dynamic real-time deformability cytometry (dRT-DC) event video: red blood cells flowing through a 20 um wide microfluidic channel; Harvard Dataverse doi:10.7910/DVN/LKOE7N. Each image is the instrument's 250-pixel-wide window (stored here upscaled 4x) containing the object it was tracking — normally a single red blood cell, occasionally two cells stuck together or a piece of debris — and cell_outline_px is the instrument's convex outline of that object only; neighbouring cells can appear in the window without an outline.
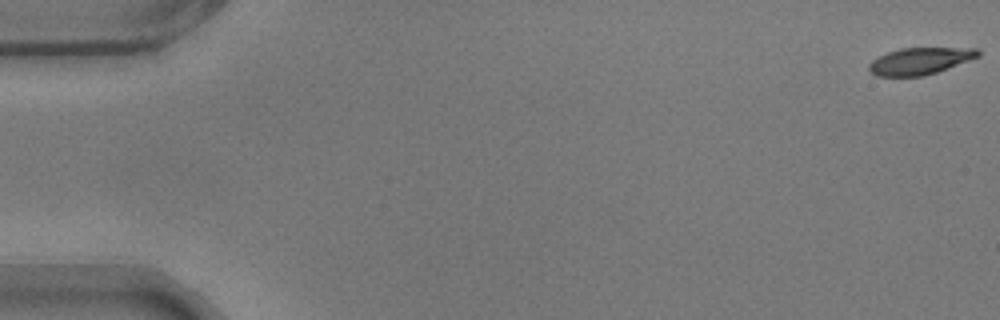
{"species": "common noctule bat (a hibernating species)", "species_latin": "Nyctalus noctula", "temperature_condition": "warm", "stored_images_in_passage": 9, "camera_frame_rate_fps": 3000, "um_per_image_px": 0.085, "animal": {"sex": "male", "body_mass_g": 17.9}, "frame": {"image": 1, "passage_image": 1, "time_ms": 0.0, "image_size_px": [1000, 320], "cell_outline_px": [[980, 56], [936, 72], [924, 76], [876, 76], [868, 68], [868, 64], [872, 60], [888, 52], [900, 48], [976, 48], [980, 52]], "centroid_in_image_um": [78.18, 5.18], "position_along_channel_um": 6.8, "area_um2": 16.88}}